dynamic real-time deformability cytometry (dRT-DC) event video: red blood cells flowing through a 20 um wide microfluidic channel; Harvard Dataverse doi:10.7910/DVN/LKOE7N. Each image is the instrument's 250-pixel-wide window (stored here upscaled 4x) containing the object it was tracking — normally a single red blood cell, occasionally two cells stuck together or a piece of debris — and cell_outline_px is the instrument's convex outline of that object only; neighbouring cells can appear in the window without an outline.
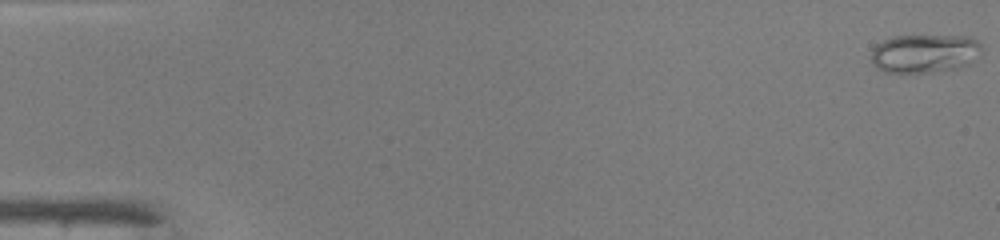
{"species": "common noctule bat (a hibernating species)", "species_latin": "Nyctalus noctula", "temperature_condition": "warm", "stored_images_in_passage": 48, "camera_frame_rate_fps": 3000, "um_per_image_px": 0.085, "animal": {"sex": "male", "body_mass_g": 19.0, "forearm_length_mm": 50.8}, "frame": {"image": 1, "passage_image": 1, "time_ms": 0.0, "image_size_px": [1000, 240], "cell_outline_px": [[984, 48], [980, 56], [968, 64], [956, 68], [932, 72], [884, 72], [876, 68], [872, 64], [872, 48], [876, 44], [892, 36], [972, 36]], "centroid_in_image_um": [78.61, 4.53], "position_along_channel_um": 6.4, "area_um2": 25.09}}
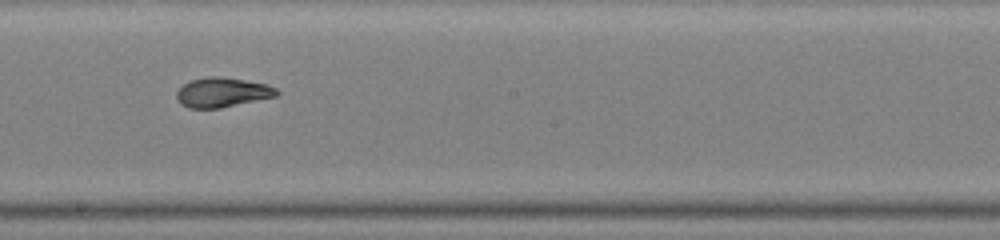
{"frame": {"image": 2, "passage_image": 28, "time_ms": 9.0, "image_size_px": [1000, 240], "cell_outline_px": [[280, 92], [276, 96], [220, 108], [188, 108], [180, 104], [176, 96], [176, 92], [184, 84], [192, 80], [208, 76], [220, 76], [244, 80], [264, 84], [276, 88]], "centroid_in_image_um": [18.87, 7.85], "position_along_channel_um": 229.3, "area_um2": 17.11}}
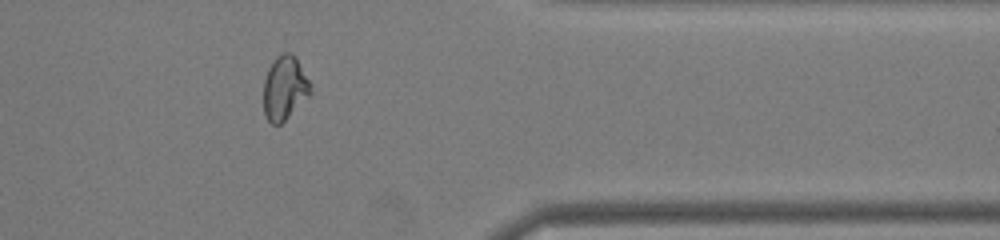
{"frame": {"image": 3, "passage_image": 40, "time_ms": 13.0, "image_size_px": [1000, 240], "cell_outline_px": [[312, 92], [280, 124], [272, 124], [268, 120], [264, 112], [264, 80], [268, 68], [272, 60], [280, 52], [292, 52], [296, 56], [312, 84]], "centroid_in_image_um": [24.2, 7.41], "position_along_channel_um": 387.2, "area_um2": 17.63}, "authors_computed_cell_mechanics": {"area_um2": 18.785, "velocity_mm_per_s": 4.2643, "shape_relaxation_time_tau1_ms": null, "shape_relaxation_time_tau2_ms": 1.5455, "deformation_change_tau1": null, "deformation_change_tau2": 0.0506}}